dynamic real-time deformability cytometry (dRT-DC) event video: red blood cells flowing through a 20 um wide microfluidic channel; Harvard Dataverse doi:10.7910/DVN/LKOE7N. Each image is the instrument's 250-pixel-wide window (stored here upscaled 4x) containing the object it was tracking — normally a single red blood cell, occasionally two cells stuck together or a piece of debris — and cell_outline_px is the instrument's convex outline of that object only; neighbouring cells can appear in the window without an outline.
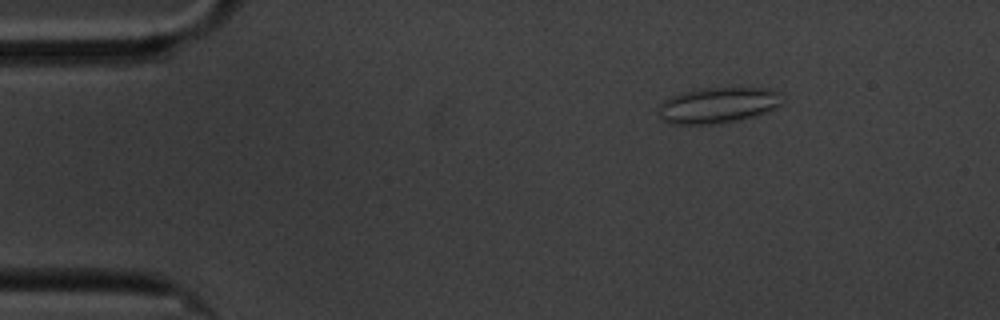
{"species": "common noctule bat (a hibernating species)", "species_latin": "Nyctalus noctula", "temperature_condition": "cold", "stored_images_in_passage": 53, "camera_frame_rate_fps": 3000, "um_per_image_px": 0.085, "animal": {"sex": "male", "body_mass_g": 20.1, "forearm_length_mm": 53.5}, "frame": {"image": 1, "passage_image": 2, "time_ms": 0.333, "image_size_px": [1000, 320], "cell_outline_px": [[780, 104], [756, 116], [740, 120], [716, 124], [672, 124], [664, 120], [660, 116], [656, 108], [668, 96], [680, 92], [700, 88], [768, 88], [780, 92]], "centroid_in_image_um": [60.95, 8.94], "position_along_channel_um": 24.0, "area_um2": 25.95}}
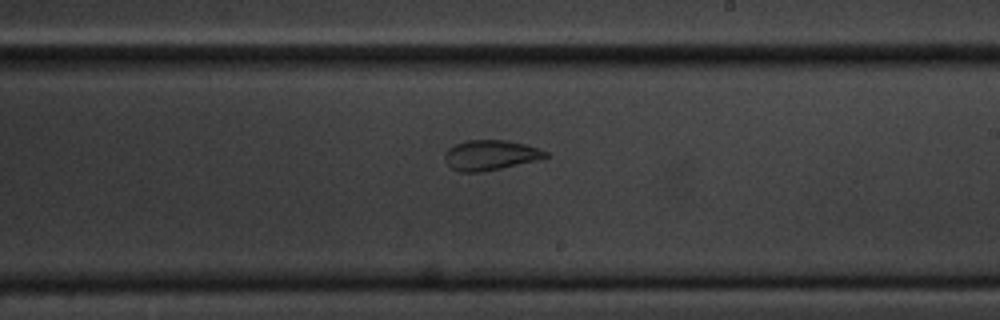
{"frame": {"image": 2, "passage_image": 28, "time_ms": 9.0, "image_size_px": [1000, 320], "cell_outline_px": [[552, 156], [540, 160], [480, 172], [460, 172], [452, 168], [444, 160], [444, 152], [448, 148], [456, 144], [468, 140], [508, 140], [524, 144], [548, 152]], "centroid_in_image_um": [41.7, 13.18], "position_along_channel_um": 247.3, "area_um2": 17.74}}
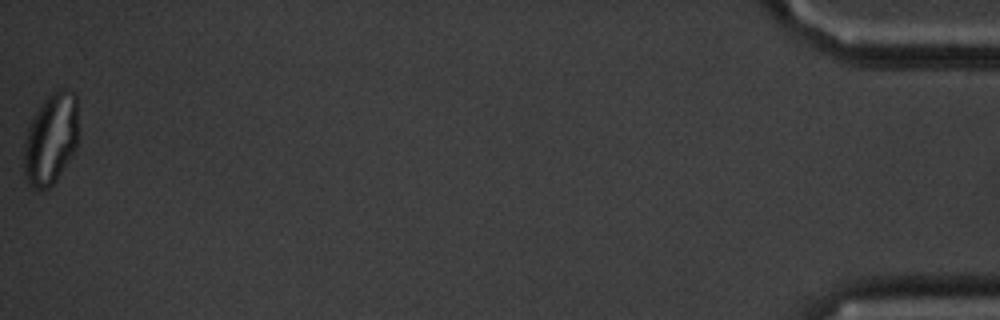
{"frame": {"image": 3, "passage_image": 53, "time_ms": 17.333, "image_size_px": [1000, 320], "cell_outline_px": [[76, 148], [56, 180], [48, 188], [32, 188], [28, 184], [24, 176], [24, 144], [28, 128], [36, 112], [44, 100], [52, 92], [60, 88], [64, 88], [76, 92]], "centroid_in_image_um": [4.3, 11.81], "position_along_channel_um": 430.9, "area_um2": 28.55}, "authors_computed_cell_mechanics": {"area_um2": 20.6924, "velocity_mm_per_s": 3.3596, "shape_relaxation_time_tau1_ms": null, "shape_relaxation_time_tau2_ms": 1.5188, "deformation_change_tau1": null, "deformation_change_tau2": 0.0733}}